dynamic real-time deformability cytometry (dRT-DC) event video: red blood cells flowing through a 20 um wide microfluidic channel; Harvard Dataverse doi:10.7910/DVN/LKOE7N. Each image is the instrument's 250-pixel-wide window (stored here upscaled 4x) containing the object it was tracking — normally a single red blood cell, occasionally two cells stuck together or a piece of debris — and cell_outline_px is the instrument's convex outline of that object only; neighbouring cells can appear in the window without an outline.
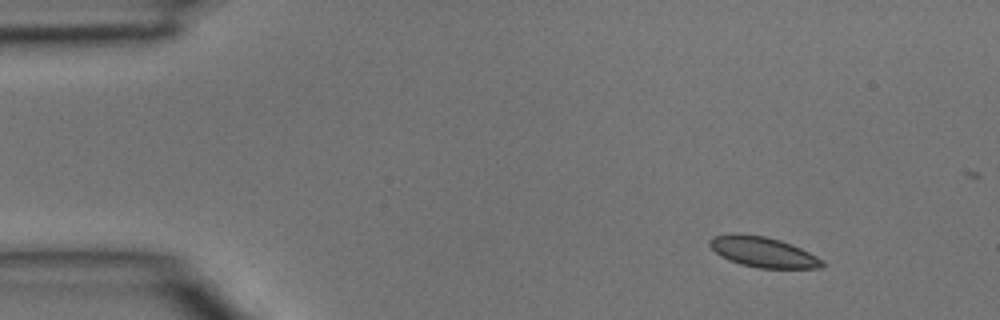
{"species": "common noctule bat (a hibernating species)", "species_latin": "Nyctalus noctula", "temperature_condition": "room temperature", "stored_images_in_passage": 3, "camera_frame_rate_fps": 3000, "um_per_image_px": 0.085, "animal": {"sex": "male", "body_mass_g": 15.6}, "frame": {"image": 1, "passage_image": 1, "time_ms": 0.0, "image_size_px": [1000, 320], "cell_outline_px": [[824, 268], [760, 268], [740, 264], [728, 260], [720, 256], [708, 244], [708, 240], [712, 236], [764, 236], [780, 240], [792, 244], [824, 260]], "centroid_in_image_um": [64.91, 21.47], "position_along_channel_um": 20.1, "area_um2": 19.36}}
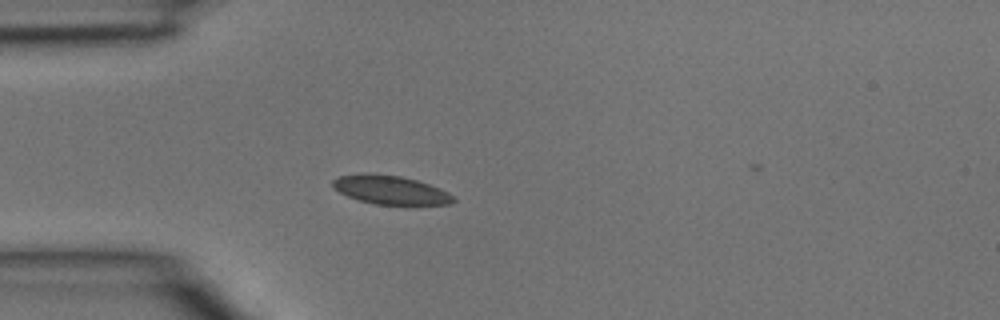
{"frame": {"image": 2, "passage_image": 3, "time_ms": 0.667, "image_size_px": [1000, 320], "cell_outline_px": [[456, 200], [452, 204], [408, 208], [376, 204], [360, 200], [348, 196], [340, 192], [332, 184], [332, 180], [340, 176], [364, 172], [368, 172], [400, 176], [416, 180], [440, 188], [448, 192]], "centroid_in_image_um": [33.28, 16.19], "position_along_channel_um": 51.7, "area_um2": 21.1}}